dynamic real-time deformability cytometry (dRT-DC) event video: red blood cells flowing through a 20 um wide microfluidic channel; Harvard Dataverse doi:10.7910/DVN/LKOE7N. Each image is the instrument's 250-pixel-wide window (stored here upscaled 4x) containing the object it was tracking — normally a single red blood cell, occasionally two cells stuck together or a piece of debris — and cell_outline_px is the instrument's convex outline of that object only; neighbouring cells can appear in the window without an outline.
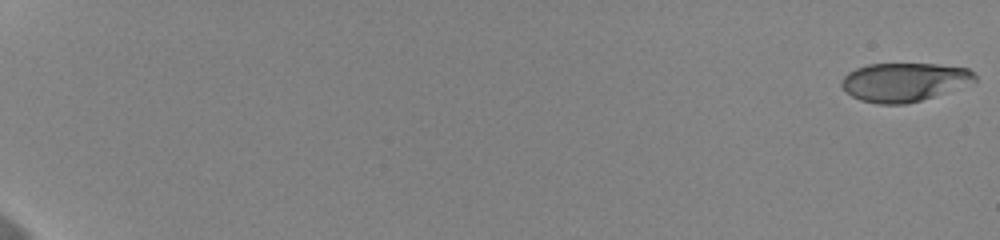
{"species": "human", "species_latin": "Homo sapiens", "temperature_condition": "cold", "stored_images_in_passage": 59, "camera_frame_rate_fps": 3000, "um_per_image_px": 0.085, "donor": {"sex": "female"}, "frame": {"image": 1, "passage_image": 1, "time_ms": 0.0, "image_size_px": [1000, 240], "cell_outline_px": [[976, 80], [932, 96], [920, 100], [904, 104], [880, 104], [860, 100], [852, 96], [840, 84], [844, 76], [848, 72], [856, 68], [868, 64], [936, 64], [968, 68], [976, 76]], "centroid_in_image_um": [76.79, 6.96], "position_along_channel_um": 8.2, "area_um2": 29.42}}
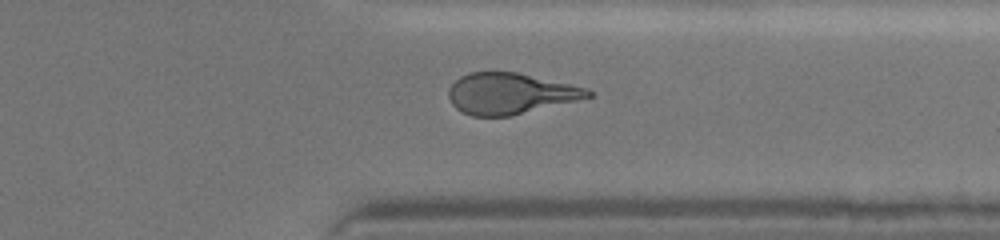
{"frame": {"image": 2, "passage_image": 49, "time_ms": 16.0, "image_size_px": [1000, 240], "cell_outline_px": [[592, 96], [512, 116], [472, 116], [456, 108], [452, 104], [448, 96], [448, 88], [460, 76], [468, 72], [516, 72], [588, 88], [592, 92]], "centroid_in_image_um": [43.33, 7.95], "position_along_channel_um": 368.1, "area_um2": 33.12}}
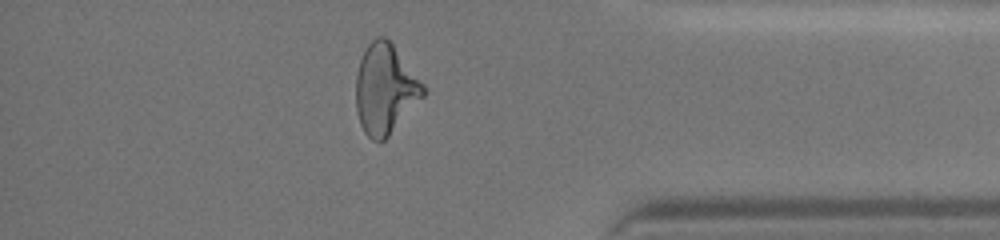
{"frame": {"image": 3, "passage_image": 53, "time_ms": 17.333, "image_size_px": [1000, 240], "cell_outline_px": [[428, 88], [424, 96], [388, 136], [380, 144], [372, 140], [364, 132], [360, 124], [356, 108], [356, 76], [360, 60], [368, 44], [376, 36], [384, 36], [392, 44]], "centroid_in_image_um": [32.74, 7.59], "position_along_channel_um": 402.5, "area_um2": 35.2}, "authors_computed_cell_mechanics": {"area_um2": 33.3506, "velocity_mm_per_s": 3.6442, "shape_relaxation_time_tau1_ms": 4.3076, "shape_relaxation_time_tau2_ms": 1.7655, "deformation_change_tau1": 0.1687, "deformation_change_tau2": 0.1147}}